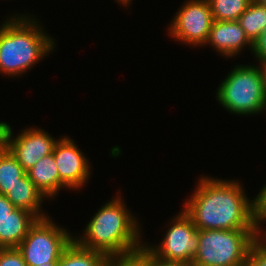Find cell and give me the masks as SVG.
I'll return each instance as SVG.
<instances>
[{"label":"cell","instance_id":"27","mask_svg":"<svg viewBox=\"0 0 266 266\" xmlns=\"http://www.w3.org/2000/svg\"><path fill=\"white\" fill-rule=\"evenodd\" d=\"M259 67L261 69L264 91L266 92V62H260Z\"/></svg>","mask_w":266,"mask_h":266},{"label":"cell","instance_id":"23","mask_svg":"<svg viewBox=\"0 0 266 266\" xmlns=\"http://www.w3.org/2000/svg\"><path fill=\"white\" fill-rule=\"evenodd\" d=\"M252 54L259 62H266V29L253 42Z\"/></svg>","mask_w":266,"mask_h":266},{"label":"cell","instance_id":"16","mask_svg":"<svg viewBox=\"0 0 266 266\" xmlns=\"http://www.w3.org/2000/svg\"><path fill=\"white\" fill-rule=\"evenodd\" d=\"M26 171L12 153L0 144V194L6 195L25 176Z\"/></svg>","mask_w":266,"mask_h":266},{"label":"cell","instance_id":"8","mask_svg":"<svg viewBox=\"0 0 266 266\" xmlns=\"http://www.w3.org/2000/svg\"><path fill=\"white\" fill-rule=\"evenodd\" d=\"M213 21L208 0H186L176 12L168 33L186 45L206 46Z\"/></svg>","mask_w":266,"mask_h":266},{"label":"cell","instance_id":"10","mask_svg":"<svg viewBox=\"0 0 266 266\" xmlns=\"http://www.w3.org/2000/svg\"><path fill=\"white\" fill-rule=\"evenodd\" d=\"M53 156L60 176V189H80L90 178L89 159L76 146L74 140L64 136L58 139Z\"/></svg>","mask_w":266,"mask_h":266},{"label":"cell","instance_id":"20","mask_svg":"<svg viewBox=\"0 0 266 266\" xmlns=\"http://www.w3.org/2000/svg\"><path fill=\"white\" fill-rule=\"evenodd\" d=\"M253 220L256 231L261 228L262 222L266 221V184L253 198Z\"/></svg>","mask_w":266,"mask_h":266},{"label":"cell","instance_id":"29","mask_svg":"<svg viewBox=\"0 0 266 266\" xmlns=\"http://www.w3.org/2000/svg\"><path fill=\"white\" fill-rule=\"evenodd\" d=\"M4 122H0V144L2 143V129Z\"/></svg>","mask_w":266,"mask_h":266},{"label":"cell","instance_id":"12","mask_svg":"<svg viewBox=\"0 0 266 266\" xmlns=\"http://www.w3.org/2000/svg\"><path fill=\"white\" fill-rule=\"evenodd\" d=\"M37 219L34 213L16 208L0 220V248H17Z\"/></svg>","mask_w":266,"mask_h":266},{"label":"cell","instance_id":"22","mask_svg":"<svg viewBox=\"0 0 266 266\" xmlns=\"http://www.w3.org/2000/svg\"><path fill=\"white\" fill-rule=\"evenodd\" d=\"M246 266H266V249L257 241L250 246Z\"/></svg>","mask_w":266,"mask_h":266},{"label":"cell","instance_id":"14","mask_svg":"<svg viewBox=\"0 0 266 266\" xmlns=\"http://www.w3.org/2000/svg\"><path fill=\"white\" fill-rule=\"evenodd\" d=\"M7 199L16 207L34 213L38 218L46 217L42 211V201L46 197L34 185L26 175L5 195Z\"/></svg>","mask_w":266,"mask_h":266},{"label":"cell","instance_id":"5","mask_svg":"<svg viewBox=\"0 0 266 266\" xmlns=\"http://www.w3.org/2000/svg\"><path fill=\"white\" fill-rule=\"evenodd\" d=\"M256 230H198V250L192 263L199 266H246Z\"/></svg>","mask_w":266,"mask_h":266},{"label":"cell","instance_id":"9","mask_svg":"<svg viewBox=\"0 0 266 266\" xmlns=\"http://www.w3.org/2000/svg\"><path fill=\"white\" fill-rule=\"evenodd\" d=\"M57 139L43 129L26 128L13 138L12 127L5 123L2 129V144L12 153L25 171L41 158L53 153Z\"/></svg>","mask_w":266,"mask_h":266},{"label":"cell","instance_id":"2","mask_svg":"<svg viewBox=\"0 0 266 266\" xmlns=\"http://www.w3.org/2000/svg\"><path fill=\"white\" fill-rule=\"evenodd\" d=\"M114 197L86 224L84 235L73 238L83 248L102 252L108 258L132 253L144 246L136 217L126 208L120 194Z\"/></svg>","mask_w":266,"mask_h":266},{"label":"cell","instance_id":"17","mask_svg":"<svg viewBox=\"0 0 266 266\" xmlns=\"http://www.w3.org/2000/svg\"><path fill=\"white\" fill-rule=\"evenodd\" d=\"M238 21L248 39L253 43L266 29V7L253 0Z\"/></svg>","mask_w":266,"mask_h":266},{"label":"cell","instance_id":"11","mask_svg":"<svg viewBox=\"0 0 266 266\" xmlns=\"http://www.w3.org/2000/svg\"><path fill=\"white\" fill-rule=\"evenodd\" d=\"M215 48L223 57L238 55L246 46L252 51L253 43L248 39L238 20H214L209 31L206 45Z\"/></svg>","mask_w":266,"mask_h":266},{"label":"cell","instance_id":"19","mask_svg":"<svg viewBox=\"0 0 266 266\" xmlns=\"http://www.w3.org/2000/svg\"><path fill=\"white\" fill-rule=\"evenodd\" d=\"M107 266H150V251L144 245L135 252L110 257Z\"/></svg>","mask_w":266,"mask_h":266},{"label":"cell","instance_id":"6","mask_svg":"<svg viewBox=\"0 0 266 266\" xmlns=\"http://www.w3.org/2000/svg\"><path fill=\"white\" fill-rule=\"evenodd\" d=\"M73 238L71 233L56 225L47 215L37 219L17 249L27 266L58 263Z\"/></svg>","mask_w":266,"mask_h":266},{"label":"cell","instance_id":"32","mask_svg":"<svg viewBox=\"0 0 266 266\" xmlns=\"http://www.w3.org/2000/svg\"><path fill=\"white\" fill-rule=\"evenodd\" d=\"M184 266H199V265H196V264H194V263H184Z\"/></svg>","mask_w":266,"mask_h":266},{"label":"cell","instance_id":"26","mask_svg":"<svg viewBox=\"0 0 266 266\" xmlns=\"http://www.w3.org/2000/svg\"><path fill=\"white\" fill-rule=\"evenodd\" d=\"M256 241L266 249V230L264 231L263 228H259L256 231Z\"/></svg>","mask_w":266,"mask_h":266},{"label":"cell","instance_id":"3","mask_svg":"<svg viewBox=\"0 0 266 266\" xmlns=\"http://www.w3.org/2000/svg\"><path fill=\"white\" fill-rule=\"evenodd\" d=\"M36 18L12 15L0 27V73L9 77L22 76L55 47Z\"/></svg>","mask_w":266,"mask_h":266},{"label":"cell","instance_id":"13","mask_svg":"<svg viewBox=\"0 0 266 266\" xmlns=\"http://www.w3.org/2000/svg\"><path fill=\"white\" fill-rule=\"evenodd\" d=\"M26 174L46 198L57 196L60 176L53 153L41 158Z\"/></svg>","mask_w":266,"mask_h":266},{"label":"cell","instance_id":"28","mask_svg":"<svg viewBox=\"0 0 266 266\" xmlns=\"http://www.w3.org/2000/svg\"><path fill=\"white\" fill-rule=\"evenodd\" d=\"M115 1H118L120 4L122 3V6H129L130 3L132 2V0H115Z\"/></svg>","mask_w":266,"mask_h":266},{"label":"cell","instance_id":"7","mask_svg":"<svg viewBox=\"0 0 266 266\" xmlns=\"http://www.w3.org/2000/svg\"><path fill=\"white\" fill-rule=\"evenodd\" d=\"M171 221L159 245H144L158 259L191 263L198 250V229L183 209Z\"/></svg>","mask_w":266,"mask_h":266},{"label":"cell","instance_id":"21","mask_svg":"<svg viewBox=\"0 0 266 266\" xmlns=\"http://www.w3.org/2000/svg\"><path fill=\"white\" fill-rule=\"evenodd\" d=\"M0 266H27L17 248H0Z\"/></svg>","mask_w":266,"mask_h":266},{"label":"cell","instance_id":"24","mask_svg":"<svg viewBox=\"0 0 266 266\" xmlns=\"http://www.w3.org/2000/svg\"><path fill=\"white\" fill-rule=\"evenodd\" d=\"M16 207L3 194H0V220L8 216Z\"/></svg>","mask_w":266,"mask_h":266},{"label":"cell","instance_id":"1","mask_svg":"<svg viewBox=\"0 0 266 266\" xmlns=\"http://www.w3.org/2000/svg\"><path fill=\"white\" fill-rule=\"evenodd\" d=\"M197 183L183 210L198 230H256L253 200L239 181L203 176Z\"/></svg>","mask_w":266,"mask_h":266},{"label":"cell","instance_id":"31","mask_svg":"<svg viewBox=\"0 0 266 266\" xmlns=\"http://www.w3.org/2000/svg\"><path fill=\"white\" fill-rule=\"evenodd\" d=\"M38 266H58V263H48V264L44 263V264L38 265Z\"/></svg>","mask_w":266,"mask_h":266},{"label":"cell","instance_id":"15","mask_svg":"<svg viewBox=\"0 0 266 266\" xmlns=\"http://www.w3.org/2000/svg\"><path fill=\"white\" fill-rule=\"evenodd\" d=\"M108 259L102 252L83 248L73 239L61 254L58 266H107Z\"/></svg>","mask_w":266,"mask_h":266},{"label":"cell","instance_id":"4","mask_svg":"<svg viewBox=\"0 0 266 266\" xmlns=\"http://www.w3.org/2000/svg\"><path fill=\"white\" fill-rule=\"evenodd\" d=\"M231 70L216 91L221 107L232 114L244 116L263 112L266 94L260 67L241 64Z\"/></svg>","mask_w":266,"mask_h":266},{"label":"cell","instance_id":"18","mask_svg":"<svg viewBox=\"0 0 266 266\" xmlns=\"http://www.w3.org/2000/svg\"><path fill=\"white\" fill-rule=\"evenodd\" d=\"M213 19L218 21L238 20L253 0H208Z\"/></svg>","mask_w":266,"mask_h":266},{"label":"cell","instance_id":"30","mask_svg":"<svg viewBox=\"0 0 266 266\" xmlns=\"http://www.w3.org/2000/svg\"><path fill=\"white\" fill-rule=\"evenodd\" d=\"M258 4H260L261 6L266 7V0H255Z\"/></svg>","mask_w":266,"mask_h":266},{"label":"cell","instance_id":"25","mask_svg":"<svg viewBox=\"0 0 266 266\" xmlns=\"http://www.w3.org/2000/svg\"><path fill=\"white\" fill-rule=\"evenodd\" d=\"M150 266H184L183 262L164 261L150 252Z\"/></svg>","mask_w":266,"mask_h":266}]
</instances>
